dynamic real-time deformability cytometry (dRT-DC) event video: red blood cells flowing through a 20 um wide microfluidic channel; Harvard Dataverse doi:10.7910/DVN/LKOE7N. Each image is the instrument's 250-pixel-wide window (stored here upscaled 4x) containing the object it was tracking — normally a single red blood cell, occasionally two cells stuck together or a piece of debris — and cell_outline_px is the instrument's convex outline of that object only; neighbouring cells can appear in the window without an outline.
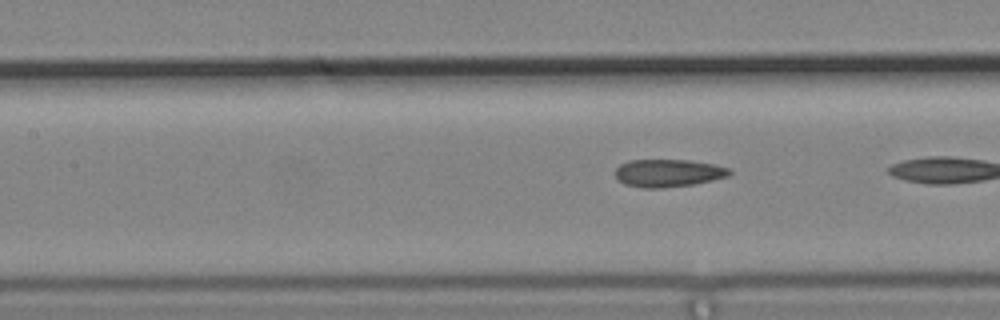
{"species": "common noctule bat (a hibernating species)", "species_latin": "Nyctalus noctula", "temperature_condition": "cold", "stored_images_in_passage": 6, "camera_frame_rate_fps": 3000, "um_per_image_px": 0.085, "animal": {"sex": "male", "body_mass_g": 19.2, "forearm_length_mm": 51.8}, "frame": {"image": 1, "passage_image": 6, "time_ms": 1.667, "image_size_px": [1000, 320], "cell_outline_px": [[732, 172], [728, 176], [692, 184], [664, 188], [644, 188], [624, 184], [616, 176], [616, 168], [620, 164], [628, 160], [688, 160], [712, 164], [728, 168]], "centroid_in_image_um": [56.76, 14.7], "position_along_channel_um": 150.6, "area_um2": 18.21}}